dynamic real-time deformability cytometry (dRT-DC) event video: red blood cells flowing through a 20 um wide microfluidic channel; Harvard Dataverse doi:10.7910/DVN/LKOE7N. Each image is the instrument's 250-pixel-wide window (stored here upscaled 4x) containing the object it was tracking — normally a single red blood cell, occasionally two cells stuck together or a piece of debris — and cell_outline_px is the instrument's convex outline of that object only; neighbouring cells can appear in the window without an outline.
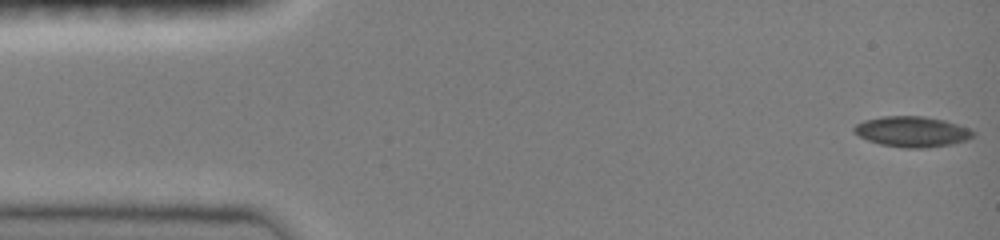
{"species": "common noctule bat (a hibernating species)", "species_latin": "Nyctalus noctula", "temperature_condition": "room temperature", "stored_images_in_passage": 47, "camera_frame_rate_fps": 3000, "um_per_image_px": 0.085, "animal": {"sex": "female", "body_mass_g": 19.0, "forearm_length_mm": 51.5}, "frame": {"image": 1, "passage_image": 1, "time_ms": 0.0, "image_size_px": [1000, 240], "cell_outline_px": [[976, 136], [968, 140], [952, 144], [928, 148], [904, 148], [880, 144], [868, 140], [852, 132], [852, 128], [856, 124], [864, 120], [884, 116], [924, 116], [944, 120], [968, 128], [976, 132]], "centroid_in_image_um": [77.55, 11.2], "position_along_channel_um": 7.5, "area_um2": 21.39}}
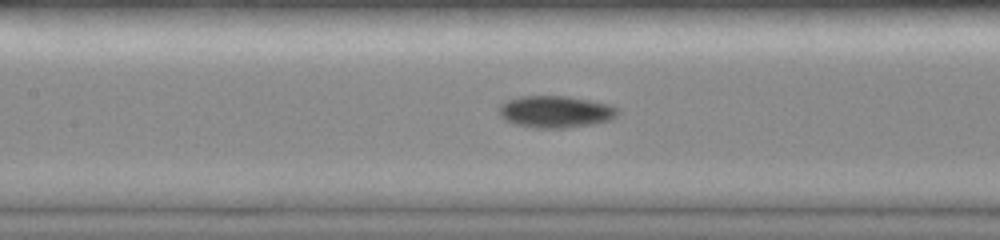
{"frame": {"image": 2, "passage_image": 21, "time_ms": 6.667, "image_size_px": [1000, 240], "cell_outline_px": [[620, 112], [616, 116], [608, 120], [592, 124], [564, 128], [536, 128], [516, 124], [504, 120], [500, 116], [500, 104], [504, 100], [520, 96], [568, 96], [608, 104], [620, 108]], "centroid_in_image_um": [47.21, 9.49], "position_along_channel_um": 160.2, "area_um2": 22.14}}
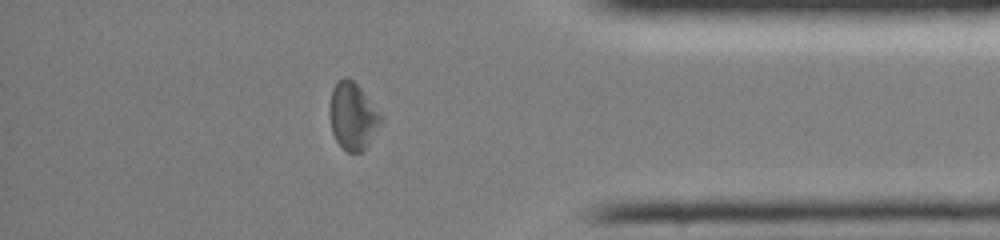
{"frame": {"image": 3, "passage_image": 40, "time_ms": 13.0, "image_size_px": [1000, 240], "cell_outline_px": [[384, 120], [368, 144], [360, 152], [348, 152], [336, 140], [332, 132], [328, 112], [328, 108], [332, 88], [336, 80], [344, 76], [348, 76], [360, 88], [384, 116]], "centroid_in_image_um": [29.97, 9.83], "position_along_channel_um": 405.2, "area_um2": 20.35}}